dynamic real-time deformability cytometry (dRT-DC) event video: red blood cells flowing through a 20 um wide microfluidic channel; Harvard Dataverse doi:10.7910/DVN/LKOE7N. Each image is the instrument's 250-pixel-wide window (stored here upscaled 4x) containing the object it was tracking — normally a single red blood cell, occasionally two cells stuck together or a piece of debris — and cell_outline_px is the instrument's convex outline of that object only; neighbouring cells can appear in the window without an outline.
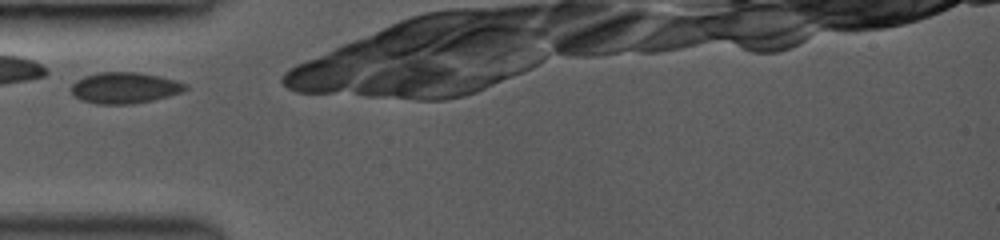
{"species": "common noctule bat (a hibernating species)", "species_latin": "Nyctalus noctula", "temperature_condition": "room temperature", "stored_images_in_passage": 3, "camera_frame_rate_fps": 3000, "um_per_image_px": 0.085, "animal": {"sex": "female", "body_mass_g": 19.0, "forearm_length_mm": 53.3}, "frame": {"image": 1, "passage_image": 1, "time_ms": 0.0, "image_size_px": [1000, 240], "cell_outline_px": [[188, 88], [180, 92], [168, 96], [152, 100], [132, 104], [96, 104], [80, 100], [72, 92], [72, 84], [76, 80], [84, 76], [100, 72], [136, 72], [160, 76], [188, 84]], "centroid_in_image_um": [10.59, 7.46], "position_along_channel_um": 74.4, "area_um2": 20.63}}